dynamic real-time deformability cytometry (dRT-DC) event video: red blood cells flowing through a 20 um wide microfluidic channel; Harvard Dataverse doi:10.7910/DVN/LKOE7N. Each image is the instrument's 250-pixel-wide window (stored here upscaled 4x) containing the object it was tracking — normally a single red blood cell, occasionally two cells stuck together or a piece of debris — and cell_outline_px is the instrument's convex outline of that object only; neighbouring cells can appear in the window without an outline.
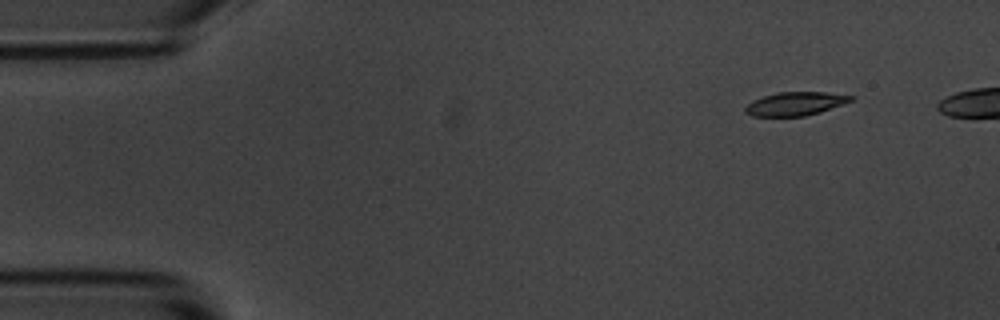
{"species": "common noctule bat (a hibernating species)", "species_latin": "Nyctalus noctula", "temperature_condition": "room temperature", "stored_images_in_passage": 4, "camera_frame_rate_fps": 3000, "um_per_image_px": 0.085, "animal": {"sex": "male", "body_mass_g": 20.1, "forearm_length_mm": 53.5}, "frame": {"image": 1, "passage_image": 1, "time_ms": 0.0, "image_size_px": [1000, 320], "cell_outline_px": [[856, 96], [852, 100], [820, 112], [804, 116], [752, 116], [744, 112], [744, 108], [752, 100], [776, 92], [824, 92]], "centroid_in_image_um": [67.57, 8.81], "position_along_channel_um": 17.4, "area_um2": 14.39}}